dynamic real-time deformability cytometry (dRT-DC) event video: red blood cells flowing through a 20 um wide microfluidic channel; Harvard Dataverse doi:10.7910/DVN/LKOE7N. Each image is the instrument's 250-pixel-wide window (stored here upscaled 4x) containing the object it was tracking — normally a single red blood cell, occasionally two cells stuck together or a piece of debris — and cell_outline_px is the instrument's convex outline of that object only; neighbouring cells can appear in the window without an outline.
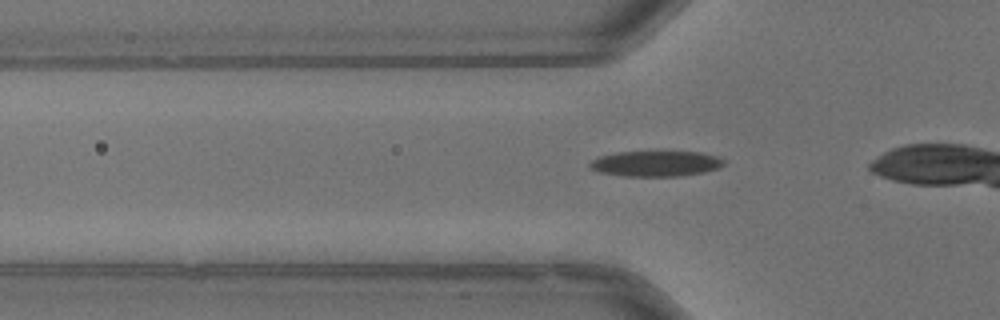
{"species": "common noctule bat (a hibernating species)", "species_latin": "Nyctalus noctula", "temperature_condition": "warm", "stored_images_in_passage": 32, "camera_frame_rate_fps": 3000, "um_per_image_px": 0.085, "animal": {"sex": "male", "body_mass_g": 13.3}, "frame": {"image": 1, "passage_image": 8, "time_ms": 2.333, "image_size_px": [1000, 320], "cell_outline_px": [[724, 164], [720, 168], [704, 172], [680, 176], [624, 176], [596, 172], [588, 168], [588, 164], [592, 160], [600, 156], [616, 152], [668, 148], [700, 152], [720, 156], [724, 160]], "centroid_in_image_um": [55.76, 13.85], "position_along_channel_um": 70.0, "area_um2": 21.39}}
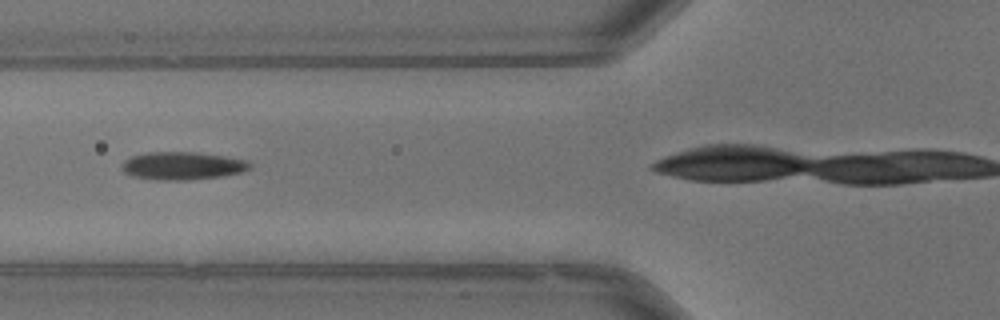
{"frame": {"image": 2, "passage_image": 11, "time_ms": 3.333, "image_size_px": [1000, 320], "cell_outline_px": [[252, 168], [240, 172], [220, 176], [188, 180], [156, 180], [132, 176], [124, 172], [120, 168], [120, 164], [124, 160], [132, 156], [148, 152], [196, 152], [224, 156], [248, 160], [252, 164]], "centroid_in_image_um": [15.48, 14.09], "position_along_channel_um": 110.3, "area_um2": 20.92}}
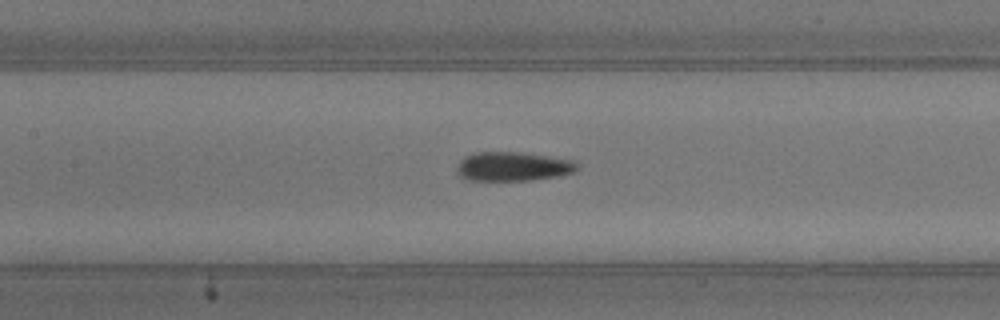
{"frame": {"image": 3, "passage_image": 15, "time_ms": 4.667, "image_size_px": [1000, 320], "cell_outline_px": [[580, 168], [576, 172], [556, 176], [532, 180], [468, 180], [460, 176], [456, 172], [456, 168], [460, 160], [464, 156], [476, 152], [520, 152], [576, 160], [580, 164]], "centroid_in_image_um": [43.64, 14.14], "position_along_channel_um": 163.8, "area_um2": 20.69}}